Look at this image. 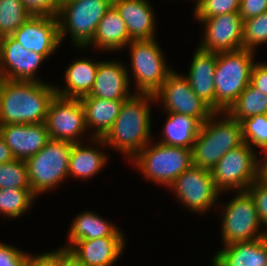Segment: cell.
Listing matches in <instances>:
<instances>
[{"label": "cell", "mask_w": 267, "mask_h": 266, "mask_svg": "<svg viewBox=\"0 0 267 266\" xmlns=\"http://www.w3.org/2000/svg\"><path fill=\"white\" fill-rule=\"evenodd\" d=\"M73 143L50 139L34 156L25 160L32 193L51 192L69 178V156Z\"/></svg>", "instance_id": "obj_6"}, {"label": "cell", "mask_w": 267, "mask_h": 266, "mask_svg": "<svg viewBox=\"0 0 267 266\" xmlns=\"http://www.w3.org/2000/svg\"><path fill=\"white\" fill-rule=\"evenodd\" d=\"M31 16L21 0H0V39L12 36Z\"/></svg>", "instance_id": "obj_31"}, {"label": "cell", "mask_w": 267, "mask_h": 266, "mask_svg": "<svg viewBox=\"0 0 267 266\" xmlns=\"http://www.w3.org/2000/svg\"><path fill=\"white\" fill-rule=\"evenodd\" d=\"M84 112L87 131L92 138H103L112 128L125 100H105L85 95L80 98Z\"/></svg>", "instance_id": "obj_25"}, {"label": "cell", "mask_w": 267, "mask_h": 266, "mask_svg": "<svg viewBox=\"0 0 267 266\" xmlns=\"http://www.w3.org/2000/svg\"><path fill=\"white\" fill-rule=\"evenodd\" d=\"M240 123L244 142L255 151L258 148L264 151L267 148V114L255 115Z\"/></svg>", "instance_id": "obj_32"}, {"label": "cell", "mask_w": 267, "mask_h": 266, "mask_svg": "<svg viewBox=\"0 0 267 266\" xmlns=\"http://www.w3.org/2000/svg\"><path fill=\"white\" fill-rule=\"evenodd\" d=\"M68 245L62 248L69 249L76 241L97 239L102 237H126L124 232L109 220L104 219L94 211L84 210L76 214L68 231Z\"/></svg>", "instance_id": "obj_24"}, {"label": "cell", "mask_w": 267, "mask_h": 266, "mask_svg": "<svg viewBox=\"0 0 267 266\" xmlns=\"http://www.w3.org/2000/svg\"><path fill=\"white\" fill-rule=\"evenodd\" d=\"M100 61L78 58L64 71L66 86H55L56 94L66 98H81L88 95L93 87Z\"/></svg>", "instance_id": "obj_27"}, {"label": "cell", "mask_w": 267, "mask_h": 266, "mask_svg": "<svg viewBox=\"0 0 267 266\" xmlns=\"http://www.w3.org/2000/svg\"><path fill=\"white\" fill-rule=\"evenodd\" d=\"M267 44V11L243 21V49L256 52L260 45Z\"/></svg>", "instance_id": "obj_34"}, {"label": "cell", "mask_w": 267, "mask_h": 266, "mask_svg": "<svg viewBox=\"0 0 267 266\" xmlns=\"http://www.w3.org/2000/svg\"><path fill=\"white\" fill-rule=\"evenodd\" d=\"M262 152L263 153L265 152V154H264V157L262 156L260 158V164H267V148L264 151H262Z\"/></svg>", "instance_id": "obj_45"}, {"label": "cell", "mask_w": 267, "mask_h": 266, "mask_svg": "<svg viewBox=\"0 0 267 266\" xmlns=\"http://www.w3.org/2000/svg\"><path fill=\"white\" fill-rule=\"evenodd\" d=\"M12 37L25 49L49 58L61 45L58 18L32 15Z\"/></svg>", "instance_id": "obj_16"}, {"label": "cell", "mask_w": 267, "mask_h": 266, "mask_svg": "<svg viewBox=\"0 0 267 266\" xmlns=\"http://www.w3.org/2000/svg\"><path fill=\"white\" fill-rule=\"evenodd\" d=\"M129 163L139 170L145 180L168 188L192 166V149L149 142Z\"/></svg>", "instance_id": "obj_4"}, {"label": "cell", "mask_w": 267, "mask_h": 266, "mask_svg": "<svg viewBox=\"0 0 267 266\" xmlns=\"http://www.w3.org/2000/svg\"><path fill=\"white\" fill-rule=\"evenodd\" d=\"M132 40L129 38L126 24L114 6H111L100 20L92 41L85 47L96 50L118 52ZM93 45V46H92Z\"/></svg>", "instance_id": "obj_26"}, {"label": "cell", "mask_w": 267, "mask_h": 266, "mask_svg": "<svg viewBox=\"0 0 267 266\" xmlns=\"http://www.w3.org/2000/svg\"><path fill=\"white\" fill-rule=\"evenodd\" d=\"M0 135L18 160L36 155L50 140L45 123L0 125Z\"/></svg>", "instance_id": "obj_18"}, {"label": "cell", "mask_w": 267, "mask_h": 266, "mask_svg": "<svg viewBox=\"0 0 267 266\" xmlns=\"http://www.w3.org/2000/svg\"><path fill=\"white\" fill-rule=\"evenodd\" d=\"M259 178L267 185V164H260Z\"/></svg>", "instance_id": "obj_44"}, {"label": "cell", "mask_w": 267, "mask_h": 266, "mask_svg": "<svg viewBox=\"0 0 267 266\" xmlns=\"http://www.w3.org/2000/svg\"><path fill=\"white\" fill-rule=\"evenodd\" d=\"M24 266H61V247L36 255L29 253Z\"/></svg>", "instance_id": "obj_39"}, {"label": "cell", "mask_w": 267, "mask_h": 266, "mask_svg": "<svg viewBox=\"0 0 267 266\" xmlns=\"http://www.w3.org/2000/svg\"><path fill=\"white\" fill-rule=\"evenodd\" d=\"M256 53L240 49L217 54L214 74L215 112H226L250 84Z\"/></svg>", "instance_id": "obj_5"}, {"label": "cell", "mask_w": 267, "mask_h": 266, "mask_svg": "<svg viewBox=\"0 0 267 266\" xmlns=\"http://www.w3.org/2000/svg\"><path fill=\"white\" fill-rule=\"evenodd\" d=\"M167 115L159 142L169 146L190 148L194 146L201 123L194 117L165 112Z\"/></svg>", "instance_id": "obj_28"}, {"label": "cell", "mask_w": 267, "mask_h": 266, "mask_svg": "<svg viewBox=\"0 0 267 266\" xmlns=\"http://www.w3.org/2000/svg\"><path fill=\"white\" fill-rule=\"evenodd\" d=\"M155 104L161 102L162 111L179 113L196 118L203 124L214 111L191 89L183 74L172 71L154 93Z\"/></svg>", "instance_id": "obj_13"}, {"label": "cell", "mask_w": 267, "mask_h": 266, "mask_svg": "<svg viewBox=\"0 0 267 266\" xmlns=\"http://www.w3.org/2000/svg\"><path fill=\"white\" fill-rule=\"evenodd\" d=\"M47 57L25 49L12 36L0 39V78L15 81L46 82L37 77Z\"/></svg>", "instance_id": "obj_15"}, {"label": "cell", "mask_w": 267, "mask_h": 266, "mask_svg": "<svg viewBox=\"0 0 267 266\" xmlns=\"http://www.w3.org/2000/svg\"><path fill=\"white\" fill-rule=\"evenodd\" d=\"M68 1H71V0H60V2H68Z\"/></svg>", "instance_id": "obj_47"}, {"label": "cell", "mask_w": 267, "mask_h": 266, "mask_svg": "<svg viewBox=\"0 0 267 266\" xmlns=\"http://www.w3.org/2000/svg\"><path fill=\"white\" fill-rule=\"evenodd\" d=\"M31 15L57 16L60 0H21Z\"/></svg>", "instance_id": "obj_37"}, {"label": "cell", "mask_w": 267, "mask_h": 266, "mask_svg": "<svg viewBox=\"0 0 267 266\" xmlns=\"http://www.w3.org/2000/svg\"><path fill=\"white\" fill-rule=\"evenodd\" d=\"M210 172L216 189L221 194L227 191H246L259 178L260 157L244 142L239 147L229 150Z\"/></svg>", "instance_id": "obj_10"}, {"label": "cell", "mask_w": 267, "mask_h": 266, "mask_svg": "<svg viewBox=\"0 0 267 266\" xmlns=\"http://www.w3.org/2000/svg\"><path fill=\"white\" fill-rule=\"evenodd\" d=\"M125 237H102L76 241L69 255L81 266H113L126 248Z\"/></svg>", "instance_id": "obj_17"}, {"label": "cell", "mask_w": 267, "mask_h": 266, "mask_svg": "<svg viewBox=\"0 0 267 266\" xmlns=\"http://www.w3.org/2000/svg\"><path fill=\"white\" fill-rule=\"evenodd\" d=\"M234 193L235 196L220 207L223 208L220 215L223 246L267 236L250 194L247 191Z\"/></svg>", "instance_id": "obj_9"}, {"label": "cell", "mask_w": 267, "mask_h": 266, "mask_svg": "<svg viewBox=\"0 0 267 266\" xmlns=\"http://www.w3.org/2000/svg\"><path fill=\"white\" fill-rule=\"evenodd\" d=\"M211 266H267V236L222 246Z\"/></svg>", "instance_id": "obj_23"}, {"label": "cell", "mask_w": 267, "mask_h": 266, "mask_svg": "<svg viewBox=\"0 0 267 266\" xmlns=\"http://www.w3.org/2000/svg\"><path fill=\"white\" fill-rule=\"evenodd\" d=\"M267 11V0H240L239 15L242 20L259 16Z\"/></svg>", "instance_id": "obj_40"}, {"label": "cell", "mask_w": 267, "mask_h": 266, "mask_svg": "<svg viewBox=\"0 0 267 266\" xmlns=\"http://www.w3.org/2000/svg\"><path fill=\"white\" fill-rule=\"evenodd\" d=\"M86 140L90 141L89 145L82 142L72 146L68 169L70 178L89 180L97 175L108 162L109 155L104 152V148L107 149L104 140L92 137H88Z\"/></svg>", "instance_id": "obj_20"}, {"label": "cell", "mask_w": 267, "mask_h": 266, "mask_svg": "<svg viewBox=\"0 0 267 266\" xmlns=\"http://www.w3.org/2000/svg\"><path fill=\"white\" fill-rule=\"evenodd\" d=\"M204 27L198 46L214 53L243 49V20L239 13L196 19Z\"/></svg>", "instance_id": "obj_14"}, {"label": "cell", "mask_w": 267, "mask_h": 266, "mask_svg": "<svg viewBox=\"0 0 267 266\" xmlns=\"http://www.w3.org/2000/svg\"><path fill=\"white\" fill-rule=\"evenodd\" d=\"M240 0H203L193 10L195 19H207L226 13H239Z\"/></svg>", "instance_id": "obj_35"}, {"label": "cell", "mask_w": 267, "mask_h": 266, "mask_svg": "<svg viewBox=\"0 0 267 266\" xmlns=\"http://www.w3.org/2000/svg\"><path fill=\"white\" fill-rule=\"evenodd\" d=\"M61 266H81L70 255L67 249L61 247Z\"/></svg>", "instance_id": "obj_43"}, {"label": "cell", "mask_w": 267, "mask_h": 266, "mask_svg": "<svg viewBox=\"0 0 267 266\" xmlns=\"http://www.w3.org/2000/svg\"><path fill=\"white\" fill-rule=\"evenodd\" d=\"M250 83L262 91V93L267 94V63L256 61L252 68Z\"/></svg>", "instance_id": "obj_41"}, {"label": "cell", "mask_w": 267, "mask_h": 266, "mask_svg": "<svg viewBox=\"0 0 267 266\" xmlns=\"http://www.w3.org/2000/svg\"><path fill=\"white\" fill-rule=\"evenodd\" d=\"M157 41V38L132 40L126 46V48L129 47L131 70H128V67L126 69L130 84L135 82V93L154 94L174 70L166 63L164 50L162 51ZM131 78L134 82H131Z\"/></svg>", "instance_id": "obj_8"}, {"label": "cell", "mask_w": 267, "mask_h": 266, "mask_svg": "<svg viewBox=\"0 0 267 266\" xmlns=\"http://www.w3.org/2000/svg\"><path fill=\"white\" fill-rule=\"evenodd\" d=\"M173 1H175V0H173ZM193 1H196V2H194L193 4H195L194 7H197V5H198L199 3H201L203 0H193Z\"/></svg>", "instance_id": "obj_46"}, {"label": "cell", "mask_w": 267, "mask_h": 266, "mask_svg": "<svg viewBox=\"0 0 267 266\" xmlns=\"http://www.w3.org/2000/svg\"><path fill=\"white\" fill-rule=\"evenodd\" d=\"M243 143L241 123L227 112H214L201 124L192 147V166L210 171L229 150Z\"/></svg>", "instance_id": "obj_3"}, {"label": "cell", "mask_w": 267, "mask_h": 266, "mask_svg": "<svg viewBox=\"0 0 267 266\" xmlns=\"http://www.w3.org/2000/svg\"><path fill=\"white\" fill-rule=\"evenodd\" d=\"M15 158L10 150V148L5 143L4 139L0 135V164L11 162Z\"/></svg>", "instance_id": "obj_42"}, {"label": "cell", "mask_w": 267, "mask_h": 266, "mask_svg": "<svg viewBox=\"0 0 267 266\" xmlns=\"http://www.w3.org/2000/svg\"><path fill=\"white\" fill-rule=\"evenodd\" d=\"M31 189L25 160L0 164V189Z\"/></svg>", "instance_id": "obj_33"}, {"label": "cell", "mask_w": 267, "mask_h": 266, "mask_svg": "<svg viewBox=\"0 0 267 266\" xmlns=\"http://www.w3.org/2000/svg\"><path fill=\"white\" fill-rule=\"evenodd\" d=\"M28 254L18 247L0 242V266H24Z\"/></svg>", "instance_id": "obj_38"}, {"label": "cell", "mask_w": 267, "mask_h": 266, "mask_svg": "<svg viewBox=\"0 0 267 266\" xmlns=\"http://www.w3.org/2000/svg\"><path fill=\"white\" fill-rule=\"evenodd\" d=\"M154 94L134 93L124 101L112 128L102 138L110 149L130 161L152 139L151 112Z\"/></svg>", "instance_id": "obj_2"}, {"label": "cell", "mask_w": 267, "mask_h": 266, "mask_svg": "<svg viewBox=\"0 0 267 266\" xmlns=\"http://www.w3.org/2000/svg\"><path fill=\"white\" fill-rule=\"evenodd\" d=\"M148 0H113L124 20L131 40H151L156 36V14Z\"/></svg>", "instance_id": "obj_21"}, {"label": "cell", "mask_w": 267, "mask_h": 266, "mask_svg": "<svg viewBox=\"0 0 267 266\" xmlns=\"http://www.w3.org/2000/svg\"><path fill=\"white\" fill-rule=\"evenodd\" d=\"M167 189L174 193L180 205L198 215L209 213L220 201L221 193L216 189L211 172L195 166L180 174Z\"/></svg>", "instance_id": "obj_11"}, {"label": "cell", "mask_w": 267, "mask_h": 266, "mask_svg": "<svg viewBox=\"0 0 267 266\" xmlns=\"http://www.w3.org/2000/svg\"><path fill=\"white\" fill-rule=\"evenodd\" d=\"M246 191L252 197L262 226L267 231V185L258 178Z\"/></svg>", "instance_id": "obj_36"}, {"label": "cell", "mask_w": 267, "mask_h": 266, "mask_svg": "<svg viewBox=\"0 0 267 266\" xmlns=\"http://www.w3.org/2000/svg\"><path fill=\"white\" fill-rule=\"evenodd\" d=\"M226 112L238 122L255 115H265L267 94L258 91L250 83Z\"/></svg>", "instance_id": "obj_29"}, {"label": "cell", "mask_w": 267, "mask_h": 266, "mask_svg": "<svg viewBox=\"0 0 267 266\" xmlns=\"http://www.w3.org/2000/svg\"><path fill=\"white\" fill-rule=\"evenodd\" d=\"M55 96V86L50 82L0 78V125L45 123Z\"/></svg>", "instance_id": "obj_1"}, {"label": "cell", "mask_w": 267, "mask_h": 266, "mask_svg": "<svg viewBox=\"0 0 267 266\" xmlns=\"http://www.w3.org/2000/svg\"><path fill=\"white\" fill-rule=\"evenodd\" d=\"M45 125L50 139L73 144L85 142L87 134L85 112L80 98H66L56 94L50 102Z\"/></svg>", "instance_id": "obj_12"}, {"label": "cell", "mask_w": 267, "mask_h": 266, "mask_svg": "<svg viewBox=\"0 0 267 266\" xmlns=\"http://www.w3.org/2000/svg\"><path fill=\"white\" fill-rule=\"evenodd\" d=\"M187 75L193 92L215 112L214 74L217 53L206 51L197 46Z\"/></svg>", "instance_id": "obj_22"}, {"label": "cell", "mask_w": 267, "mask_h": 266, "mask_svg": "<svg viewBox=\"0 0 267 266\" xmlns=\"http://www.w3.org/2000/svg\"><path fill=\"white\" fill-rule=\"evenodd\" d=\"M113 6V0H71L61 2L57 15L61 44L70 34L76 50L84 48L92 41L98 24L106 11Z\"/></svg>", "instance_id": "obj_7"}, {"label": "cell", "mask_w": 267, "mask_h": 266, "mask_svg": "<svg viewBox=\"0 0 267 266\" xmlns=\"http://www.w3.org/2000/svg\"><path fill=\"white\" fill-rule=\"evenodd\" d=\"M31 189H0V214L8 219H16L27 213L36 200Z\"/></svg>", "instance_id": "obj_30"}, {"label": "cell", "mask_w": 267, "mask_h": 266, "mask_svg": "<svg viewBox=\"0 0 267 266\" xmlns=\"http://www.w3.org/2000/svg\"><path fill=\"white\" fill-rule=\"evenodd\" d=\"M126 67L127 65L119 60L100 61L92 90L88 95L105 100L130 98L135 93L130 92V86L135 85L130 84Z\"/></svg>", "instance_id": "obj_19"}]
</instances>
